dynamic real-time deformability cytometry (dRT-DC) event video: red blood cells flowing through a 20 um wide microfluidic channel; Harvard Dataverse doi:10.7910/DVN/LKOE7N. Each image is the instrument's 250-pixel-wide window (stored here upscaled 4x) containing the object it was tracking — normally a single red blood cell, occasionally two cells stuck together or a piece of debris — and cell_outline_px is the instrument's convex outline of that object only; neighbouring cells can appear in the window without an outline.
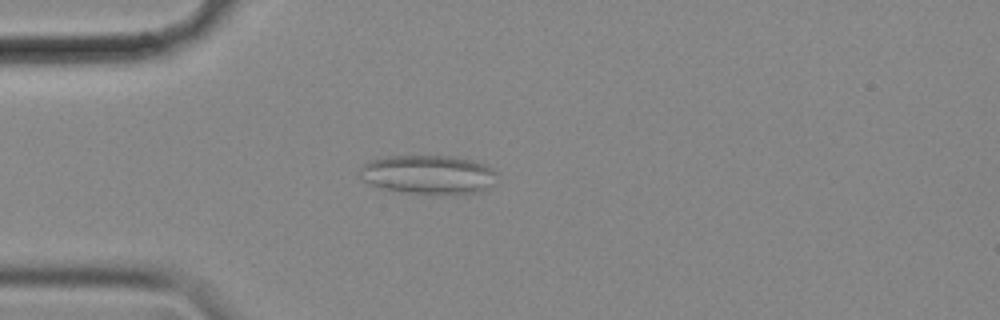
{"species": "common noctule bat (a hibernating species)", "species_latin": "Nyctalus noctula", "temperature_condition": "cold", "stored_images_in_passage": 56, "camera_frame_rate_fps": 3000, "um_per_image_px": 0.085, "animal": {"sex": "female", "body_mass_g": 18.4}, "frame": {"image": 1, "passage_image": 15, "time_ms": 4.667, "image_size_px": [1000, 320], "cell_outline_px": [[496, 172], [492, 184], [476, 192], [408, 192], [384, 188], [372, 184], [364, 180], [360, 176], [360, 168], [364, 164], [372, 160], [388, 156], [452, 156], [472, 160], [484, 164]], "centroid_in_image_um": [36.37, 14.79], "position_along_channel_um": 48.6, "area_um2": 29.94}}
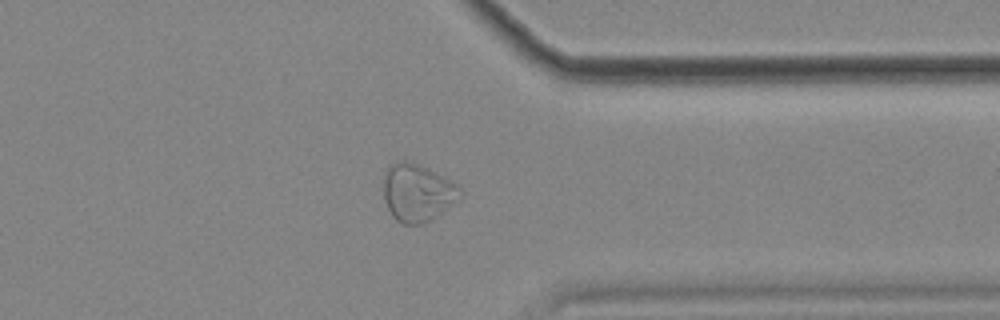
{"frame": {"image": 2, "passage_image": 44, "time_ms": 14.333, "image_size_px": [1000, 320], "cell_outline_px": [[460, 196], [428, 220], [420, 224], [404, 224], [396, 220], [392, 216], [388, 208], [384, 196], [384, 176], [388, 168], [396, 160], [404, 160], [420, 164], [460, 184]], "centroid_in_image_um": [35.45, 16.33], "position_along_channel_um": 376.0, "area_um2": 25.2}}
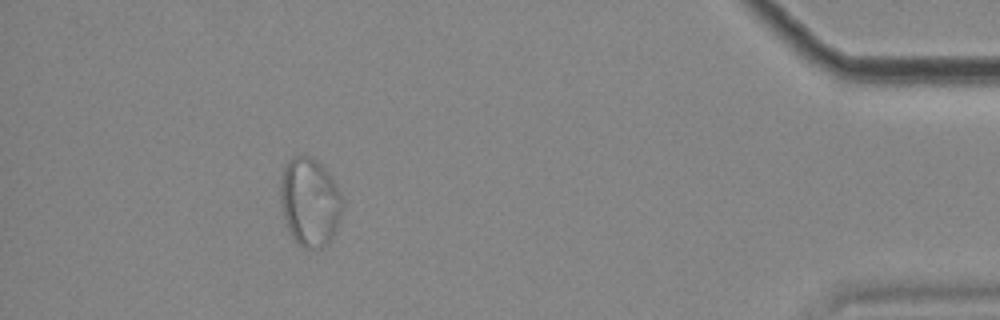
{"frame": {"image": 3, "passage_image": 51, "time_ms": 16.667, "image_size_px": [1000, 320], "cell_outline_px": [[344, 204], [340, 220], [328, 244], [320, 248], [304, 248], [296, 244], [288, 228], [280, 204], [280, 184], [284, 168], [288, 160], [292, 156], [312, 156], [328, 172], [340, 192], [344, 200]], "centroid_in_image_um": [26.34, 17.18], "position_along_channel_um": 408.9, "area_um2": 32.14}, "authors_computed_cell_mechanics": {"area_um2": 27.4839, "velocity_mm_per_s": 3.5678, "shape_relaxation_time_tau1_ms": null, "shape_relaxation_time_tau2_ms": 1.181, "deformation_change_tau1": null, "deformation_change_tau2": 0.0813}}